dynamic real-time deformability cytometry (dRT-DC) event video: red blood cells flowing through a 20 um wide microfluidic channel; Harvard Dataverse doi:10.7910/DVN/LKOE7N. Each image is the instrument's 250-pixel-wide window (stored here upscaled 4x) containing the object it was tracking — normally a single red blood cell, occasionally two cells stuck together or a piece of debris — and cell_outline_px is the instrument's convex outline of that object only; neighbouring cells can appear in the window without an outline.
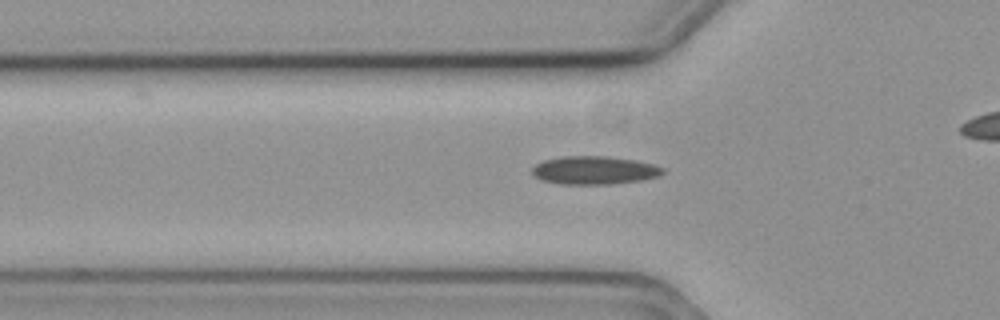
{"species": "common noctule bat (a hibernating species)", "species_latin": "Nyctalus noctula", "temperature_condition": "cold", "stored_images_in_passage": 42, "camera_frame_rate_fps": 3000, "um_per_image_px": 0.085, "animal": {"sex": "female", "body_mass_g": 19.3, "forearm_length_mm": 54.1}, "frame": {"image": 1, "passage_image": 14, "time_ms": 4.333, "image_size_px": [1000, 320], "cell_outline_px": [[664, 172], [660, 176], [640, 180], [612, 184], [560, 184], [540, 180], [532, 172], [532, 168], [536, 164], [544, 160], [564, 156], [604, 156], [636, 160], [652, 164], [664, 168]], "centroid_in_image_um": [50.52, 14.47], "position_along_channel_um": 75.3, "area_um2": 21.44}}
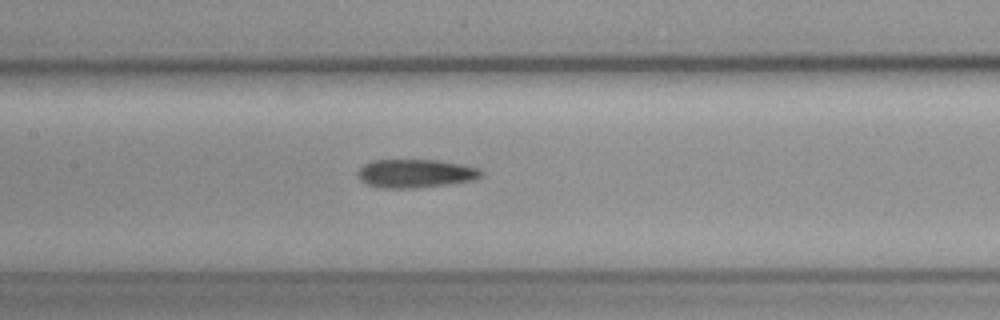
{"frame": {"image": 2, "passage_image": 22, "time_ms": 7.0, "image_size_px": [1000, 320], "cell_outline_px": [[484, 172], [476, 180], [412, 188], [384, 188], [368, 184], [360, 180], [360, 168], [364, 164], [372, 160], [436, 160], [460, 164], [480, 168]], "centroid_in_image_um": [35.35, 14.73], "position_along_channel_um": 172.0, "area_um2": 20.17}}
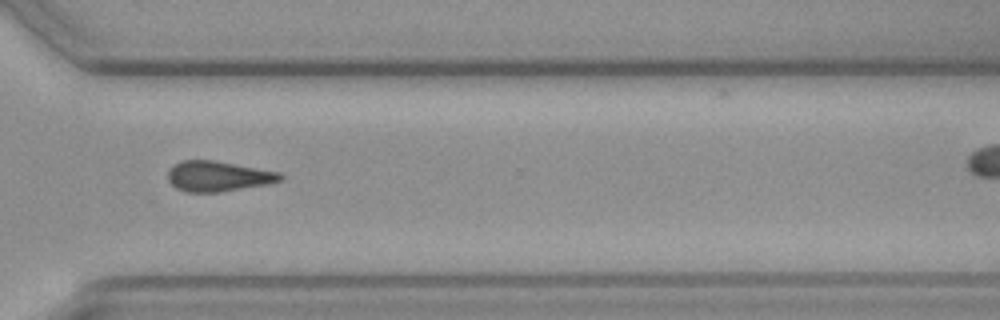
{"frame": {"image": 3, "passage_image": 37, "time_ms": 12.0, "image_size_px": [1000, 320], "cell_outline_px": [[284, 180], [268, 184], [220, 192], [188, 192], [176, 188], [168, 180], [168, 172], [176, 164], [184, 160], [212, 160], [280, 172], [284, 176]], "centroid_in_image_um": [18.58, 14.99], "position_along_channel_um": 352.0, "area_um2": 19.71}}